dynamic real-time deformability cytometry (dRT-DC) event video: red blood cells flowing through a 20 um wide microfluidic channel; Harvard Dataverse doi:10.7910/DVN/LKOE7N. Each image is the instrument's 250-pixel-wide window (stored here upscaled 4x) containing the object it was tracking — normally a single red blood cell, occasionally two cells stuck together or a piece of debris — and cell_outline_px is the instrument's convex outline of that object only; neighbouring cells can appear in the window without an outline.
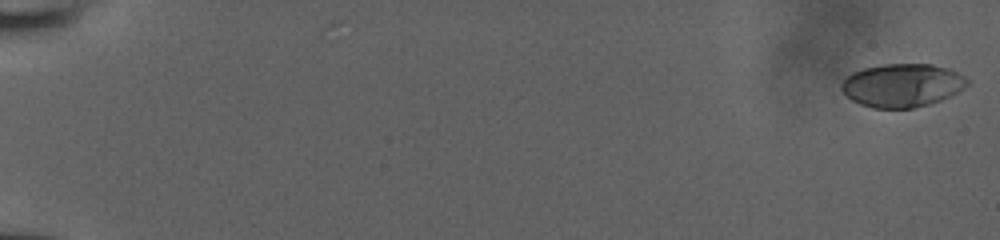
{"species": "human", "species_latin": "Homo sapiens", "temperature_condition": "room temperature", "stored_images_in_passage": 24, "camera_frame_rate_fps": 3000, "um_per_image_px": 0.085, "donor": {"sex": "male"}, "frame": {"image": 1, "passage_image": 1, "time_ms": 0.0, "image_size_px": [1000, 240], "cell_outline_px": [[968, 84], [964, 88], [940, 100], [928, 104], [912, 108], [872, 108], [860, 104], [852, 100], [840, 88], [840, 84], [852, 72], [864, 68], [884, 64], [932, 64], [948, 68], [964, 76], [968, 80]], "centroid_in_image_um": [76.67, 7.25], "position_along_channel_um": 8.3, "area_um2": 31.56}}
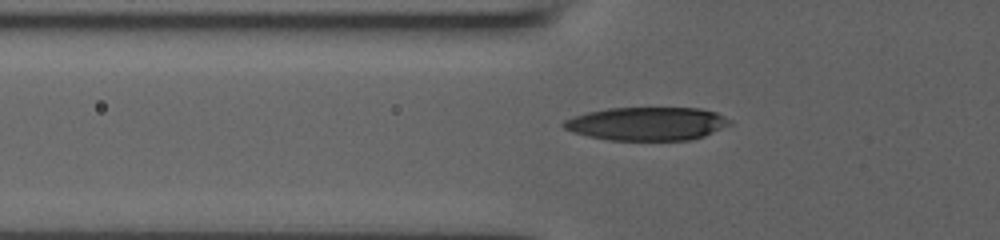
{"frame": {"image": 2, "passage_image": 21, "time_ms": 6.667, "image_size_px": [1000, 240], "cell_outline_px": [[732, 124], [704, 136], [688, 140], [608, 140], [588, 136], [572, 132], [564, 128], [560, 124], [564, 120], [588, 112], [608, 108], [700, 108], [716, 112], [732, 120]], "centroid_in_image_um": [55.01, 10.52], "position_along_channel_um": 70.8, "area_um2": 32.31}}
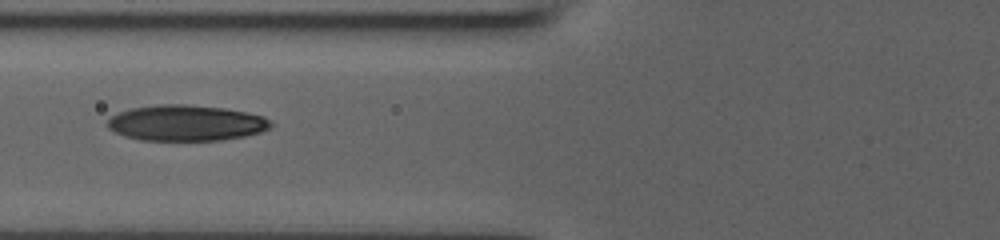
{"frame": {"image": 3, "passage_image": 24, "time_ms": 7.667, "image_size_px": [1000, 240], "cell_outline_px": [[272, 124], [268, 128], [260, 132], [244, 136], [220, 140], [140, 140], [124, 136], [108, 128], [108, 120], [112, 116], [120, 112], [132, 108], [160, 104], [184, 104], [224, 108], [264, 116]], "centroid_in_image_um": [15.8, 10.45], "position_along_channel_um": 110.0, "area_um2": 33.76}}